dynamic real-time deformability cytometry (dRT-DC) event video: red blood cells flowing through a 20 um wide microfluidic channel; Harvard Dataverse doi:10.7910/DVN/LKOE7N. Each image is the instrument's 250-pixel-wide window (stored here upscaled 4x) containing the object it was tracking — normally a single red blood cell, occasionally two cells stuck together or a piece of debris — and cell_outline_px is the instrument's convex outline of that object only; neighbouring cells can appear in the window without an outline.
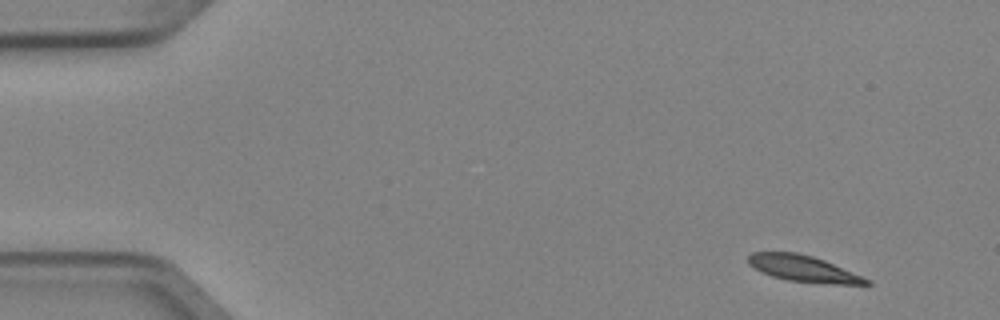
{"species": "Egyptian fruit bat (a non-hibernating species)", "species_latin": "Rousettus aegyptiacus", "temperature_condition": "cold", "stored_images_in_passage": 3, "camera_frame_rate_fps": 3000, "um_per_image_px": 0.085, "animal": {"sex": "female"}, "frame": {"image": 1, "passage_image": 1, "time_ms": 0.0, "image_size_px": [1000, 320], "cell_outline_px": [[872, 284], [836, 284], [788, 280], [772, 276], [748, 264], [748, 256], [752, 252], [796, 252], [812, 256], [824, 260], [872, 280]], "centroid_in_image_um": [68.31, 22.82], "position_along_channel_um": 16.7, "area_um2": 17.8}}